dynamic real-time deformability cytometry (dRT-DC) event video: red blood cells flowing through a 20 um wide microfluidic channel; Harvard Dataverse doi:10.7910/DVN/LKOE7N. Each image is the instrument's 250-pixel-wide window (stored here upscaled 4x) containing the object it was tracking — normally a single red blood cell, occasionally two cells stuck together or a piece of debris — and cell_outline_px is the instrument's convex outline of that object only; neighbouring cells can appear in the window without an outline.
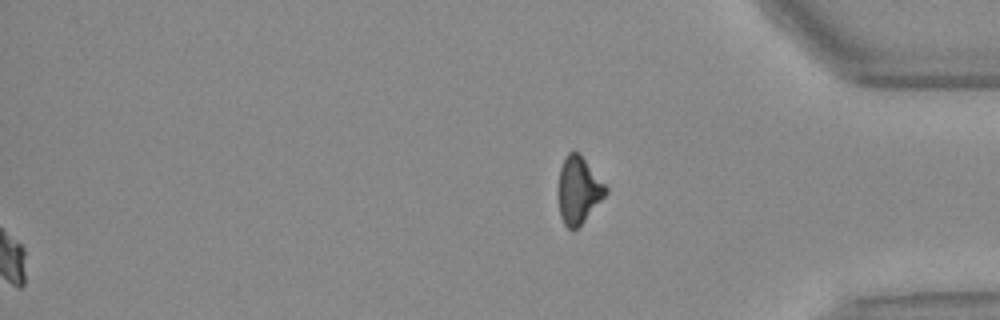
{"species": "Egyptian fruit bat (a non-hibernating species)", "species_latin": "Rousettus aegyptiacus", "temperature_condition": "warm", "stored_images_in_passage": 51, "segment_of_instrument_passage": [2, 2], "camera_frame_rate_fps": 3000, "um_per_image_px": 0.085, "animal": {"sex": "female"}, "frame": {"image": 1, "passage_image": 51, "time_ms": 16.667, "image_size_px": [1000, 320], "cell_outline_px": [[608, 192], [584, 220], [576, 228], [568, 228], [564, 224], [560, 216], [560, 168], [564, 156], [568, 152], [580, 152], [608, 188]], "centroid_in_image_um": [49.19, 16.11], "position_along_channel_um": 386.0, "area_um2": 18.03}}